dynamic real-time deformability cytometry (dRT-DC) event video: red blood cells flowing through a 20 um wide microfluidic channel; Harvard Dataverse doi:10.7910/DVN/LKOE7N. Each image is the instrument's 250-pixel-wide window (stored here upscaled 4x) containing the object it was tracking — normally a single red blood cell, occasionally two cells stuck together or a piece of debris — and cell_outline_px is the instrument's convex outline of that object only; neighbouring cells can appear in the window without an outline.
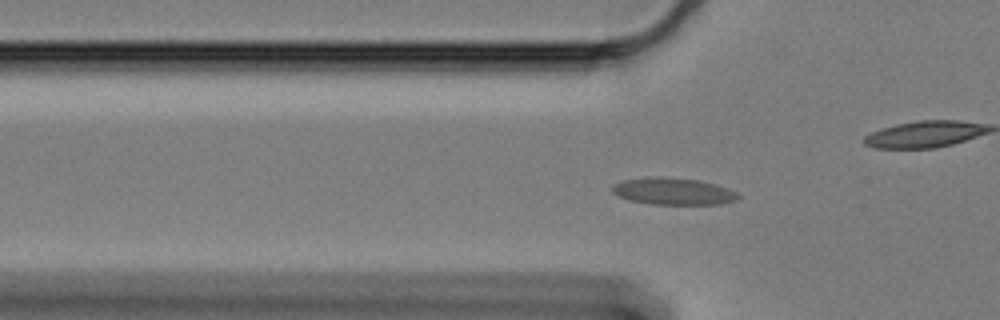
{"species": "Egyptian fruit bat (a non-hibernating species)", "species_latin": "Rousettus aegyptiacus", "temperature_condition": "cold", "stored_images_in_passage": 53, "camera_frame_rate_fps": 3000, "um_per_image_px": 0.085, "animal": {"sex": "female"}, "frame": {"image": 1, "passage_image": 11, "time_ms": 3.333, "image_size_px": [1000, 320], "cell_outline_px": [[740, 196], [736, 200], [720, 204], [652, 204], [628, 200], [616, 196], [612, 192], [612, 184], [624, 180], [656, 176], [660, 176], [696, 180], [716, 184], [736, 192]], "centroid_in_image_um": [57.18, 16.26], "position_along_channel_um": 68.6, "area_um2": 19.71}}
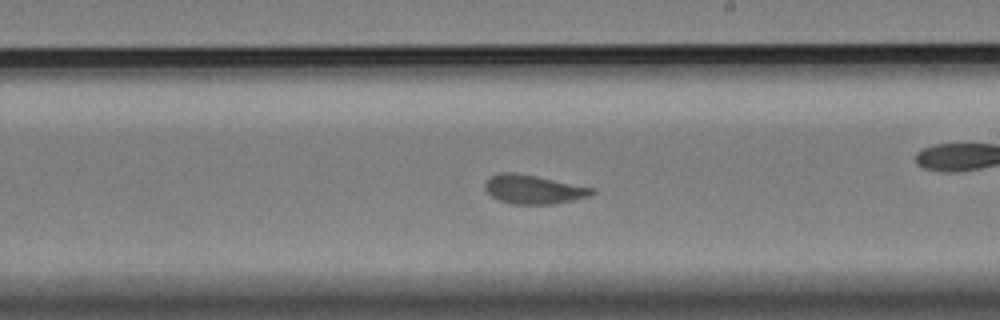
{"frame": {"image": 2, "passage_image": 27, "time_ms": 8.667, "image_size_px": [1000, 320], "cell_outline_px": [[596, 192], [588, 196], [556, 204], [512, 204], [500, 200], [492, 196], [484, 188], [484, 184], [492, 176], [500, 172], [516, 172], [596, 188]], "centroid_in_image_um": [45.37, 16.09], "position_along_channel_um": 243.6, "area_um2": 17.98}}
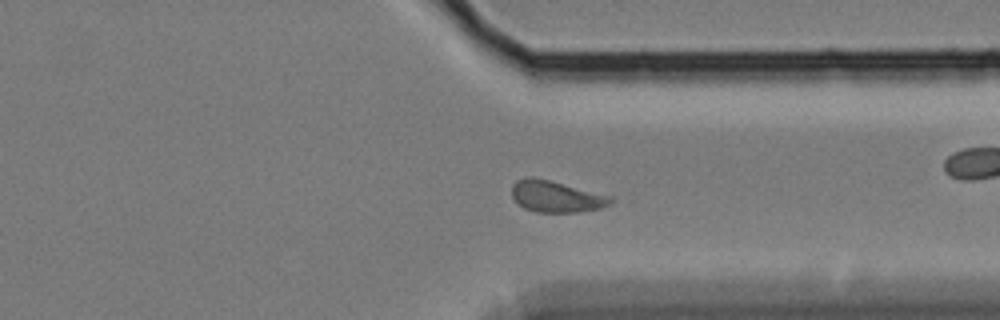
{"frame": {"image": 3, "passage_image": 38, "time_ms": 12.333, "image_size_px": [1000, 320], "cell_outline_px": [[616, 200], [612, 204], [600, 208], [580, 212], [536, 212], [524, 208], [516, 204], [512, 196], [512, 184], [516, 180], [524, 176], [532, 176], [612, 196]], "centroid_in_image_um": [47.26, 16.7], "position_along_channel_um": 364.1, "area_um2": 18.38}}